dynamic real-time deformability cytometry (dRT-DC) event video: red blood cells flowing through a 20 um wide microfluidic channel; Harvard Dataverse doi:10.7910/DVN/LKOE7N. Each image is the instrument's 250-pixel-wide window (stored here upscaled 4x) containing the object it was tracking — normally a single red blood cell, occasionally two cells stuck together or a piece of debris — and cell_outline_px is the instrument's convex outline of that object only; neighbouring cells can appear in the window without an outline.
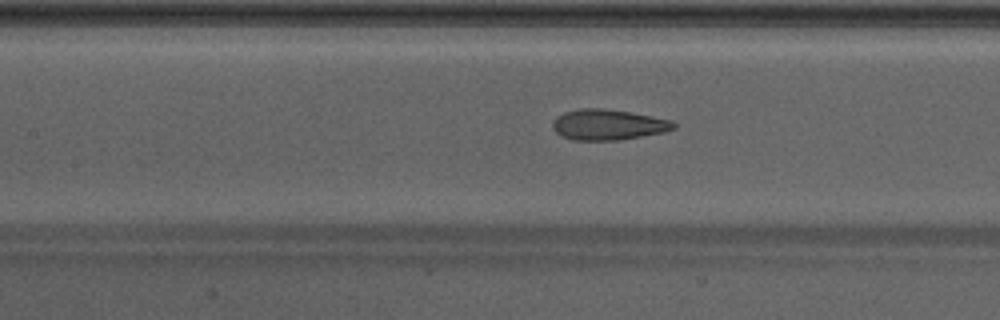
{"species": "Egyptian fruit bat (a non-hibernating species)", "species_latin": "Rousettus aegyptiacus", "temperature_condition": "warm", "stored_images_in_passage": 49, "camera_frame_rate_fps": 3000, "um_per_image_px": 0.085, "animal": {"sex": "male"}, "frame": {"image": 1, "passage_image": 23, "time_ms": 7.333, "image_size_px": [1000, 320], "cell_outline_px": [[676, 128], [664, 132], [620, 140], [572, 140], [556, 132], [552, 128], [552, 120], [556, 116], [564, 112], [580, 108], [604, 108], [628, 112], [672, 120], [676, 124]], "centroid_in_image_um": [51.67, 10.59], "position_along_channel_um": 155.7, "area_um2": 21.62}}
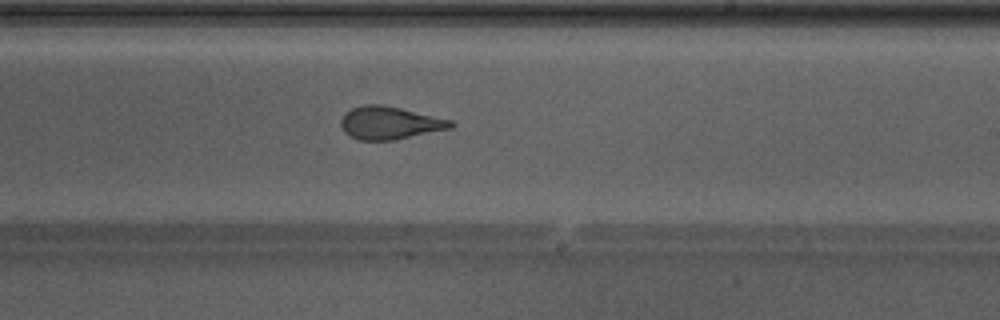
{"frame": {"image": 2, "passage_image": 30, "time_ms": 9.667, "image_size_px": [1000, 320], "cell_outline_px": [[456, 124], [452, 128], [396, 140], [360, 140], [344, 132], [340, 124], [340, 120], [344, 112], [352, 108], [364, 104], [380, 104], [400, 108], [452, 120]], "centroid_in_image_um": [33.13, 10.44], "position_along_channel_um": 255.9, "area_um2": 21.1}}
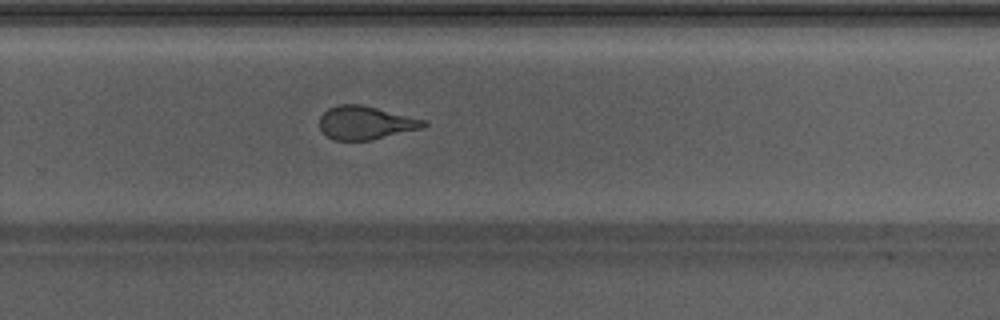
{"frame": {"image": 3, "passage_image": 33, "time_ms": 10.667, "image_size_px": [1000, 320], "cell_outline_px": [[428, 124], [424, 128], [372, 140], [332, 140], [320, 128], [320, 116], [328, 108], [340, 104], [360, 104], [428, 120]], "centroid_in_image_um": [31.12, 10.44], "position_along_channel_um": 298.7, "area_um2": 20.35}, "authors_computed_cell_mechanics": {"area_um2": 22.253, "velocity_mm_per_s": 4.3131, "shape_relaxation_time_tau1_ms": 7.8327, "shape_relaxation_time_tau2_ms": 1.1755, "deformation_change_tau1": 0.247, "deformation_change_tau2": 0.0916}}